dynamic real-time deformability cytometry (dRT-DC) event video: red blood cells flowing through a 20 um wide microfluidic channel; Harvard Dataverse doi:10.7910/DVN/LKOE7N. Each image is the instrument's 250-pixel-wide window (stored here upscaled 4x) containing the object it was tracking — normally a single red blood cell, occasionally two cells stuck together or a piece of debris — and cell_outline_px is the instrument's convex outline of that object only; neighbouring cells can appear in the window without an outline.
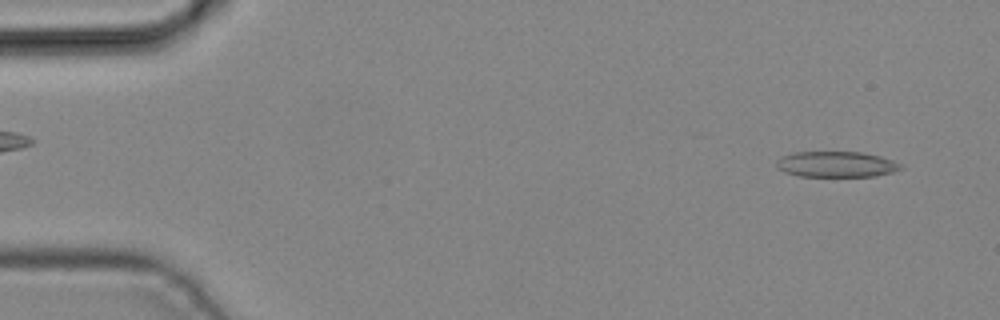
{"species": "common noctule bat (a hibernating species)", "species_latin": "Nyctalus noctula", "temperature_condition": "cold", "stored_images_in_passage": 4, "camera_frame_rate_fps": 3000, "um_per_image_px": 0.085, "animal": {"sex": "male", "body_mass_g": 19.2, "forearm_length_mm": 51.8}, "frame": {"image": 1, "passage_image": 1, "time_ms": 0.0, "image_size_px": [1000, 320], "cell_outline_px": [[904, 168], [892, 172], [876, 176], [800, 176], [784, 172], [776, 168], [776, 160], [780, 156], [792, 152], [860, 152], [880, 156], [904, 164]], "centroid_in_image_um": [71.07, 13.96], "position_along_channel_um": 13.9, "area_um2": 18.84}}
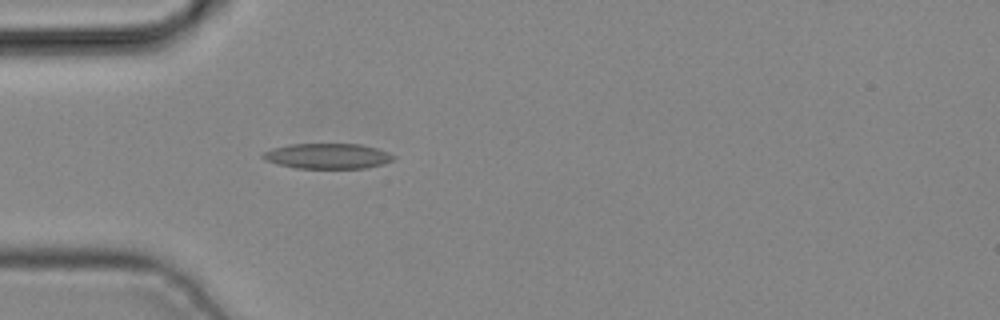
{"frame": {"image": 2, "passage_image": 4, "time_ms": 1.0, "image_size_px": [1000, 320], "cell_outline_px": [[396, 156], [392, 160], [384, 164], [364, 168], [296, 168], [276, 164], [264, 160], [260, 156], [264, 152], [272, 148], [292, 144], [360, 144], [376, 148], [388, 152]], "centroid_in_image_um": [27.82, 13.27], "position_along_channel_um": 57.2, "area_um2": 19.31}}